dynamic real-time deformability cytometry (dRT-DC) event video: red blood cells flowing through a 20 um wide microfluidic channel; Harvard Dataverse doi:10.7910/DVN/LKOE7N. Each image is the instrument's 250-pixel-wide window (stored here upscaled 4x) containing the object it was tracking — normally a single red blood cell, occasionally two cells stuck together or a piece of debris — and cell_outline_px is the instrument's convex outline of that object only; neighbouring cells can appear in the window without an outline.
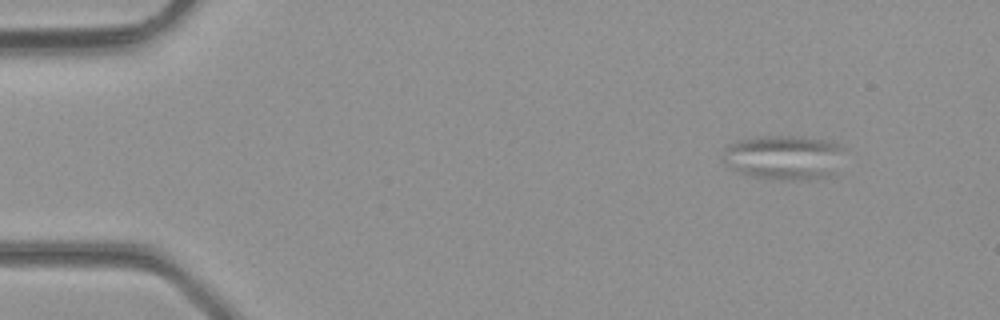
{"species": "common noctule bat (a hibernating species)", "species_latin": "Nyctalus noctula", "temperature_condition": "room temperature", "stored_images_in_passage": 5, "camera_frame_rate_fps": 3000, "um_per_image_px": 0.085, "animal": {"sex": "male", "body_mass_g": 23.1, "forearm_length_mm": 52.7}, "frame": {"image": 1, "passage_image": 2, "time_ms": 0.333, "image_size_px": [1000, 320], "cell_outline_px": [[844, 148], [832, 176], [808, 180], [776, 180], [752, 176], [740, 172], [728, 164], [724, 160], [724, 148], [728, 144], [740, 140], [756, 136], [800, 136], [824, 140], [836, 144]], "centroid_in_image_um": [66.63, 13.38], "position_along_channel_um": 18.4, "area_um2": 31.33}}
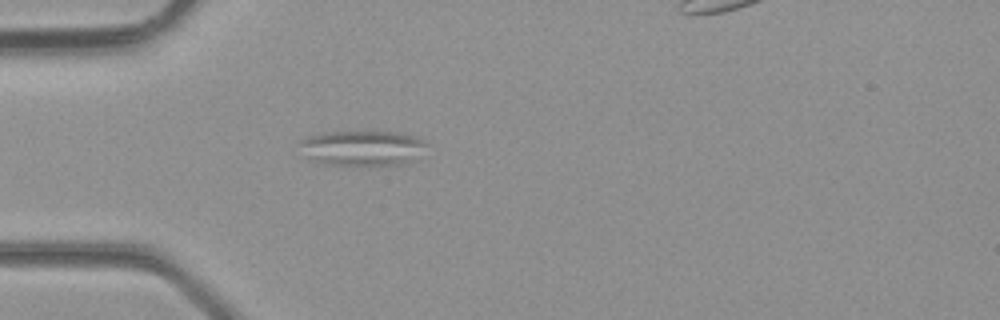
{"frame": {"image": 2, "passage_image": 4, "time_ms": 1.0, "image_size_px": [1000, 320], "cell_outline_px": [[428, 144], [400, 164], [372, 168], [368, 168], [324, 164], [312, 160], [308, 156], [300, 144], [300, 140], [308, 136], [324, 132], [400, 132], [416, 136]], "centroid_in_image_um": [30.74, 12.61], "position_along_channel_um": 54.3, "area_um2": 26.07}}